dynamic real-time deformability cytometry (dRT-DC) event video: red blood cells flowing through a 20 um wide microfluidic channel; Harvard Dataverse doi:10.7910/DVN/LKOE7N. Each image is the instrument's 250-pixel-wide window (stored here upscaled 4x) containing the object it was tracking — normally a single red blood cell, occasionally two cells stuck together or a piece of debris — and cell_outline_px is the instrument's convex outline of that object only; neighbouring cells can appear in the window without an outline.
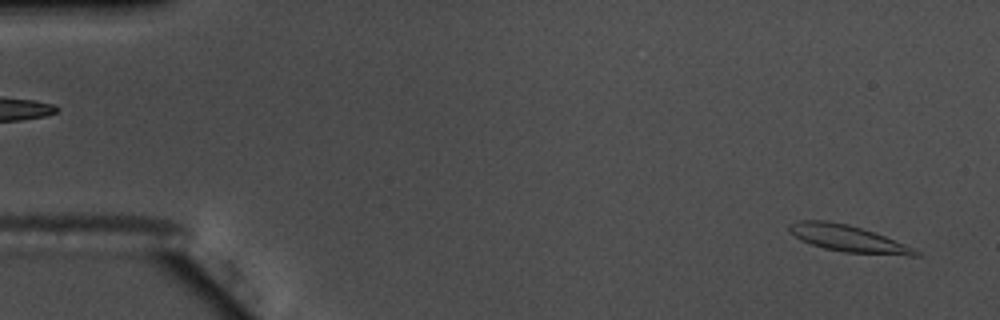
{"species": "common noctule bat (a hibernating species)", "species_latin": "Nyctalus noctula", "temperature_condition": "warm", "stored_images_in_passage": 55, "camera_frame_rate_fps": 3000, "um_per_image_px": 0.085, "animal": {"sex": "male", "body_mass_g": 17.5, "forearm_length_mm": 52.3}, "frame": {"image": 1, "passage_image": 2, "time_ms": 0.333, "image_size_px": [1000, 320], "cell_outline_px": [[920, 256], [908, 256], [844, 252], [824, 248], [800, 240], [788, 232], [788, 224], [796, 220], [828, 220], [848, 224], [884, 236], [916, 248], [920, 252]], "centroid_in_image_um": [72.06, 20.27], "position_along_channel_um": 12.9, "area_um2": 19.77}}
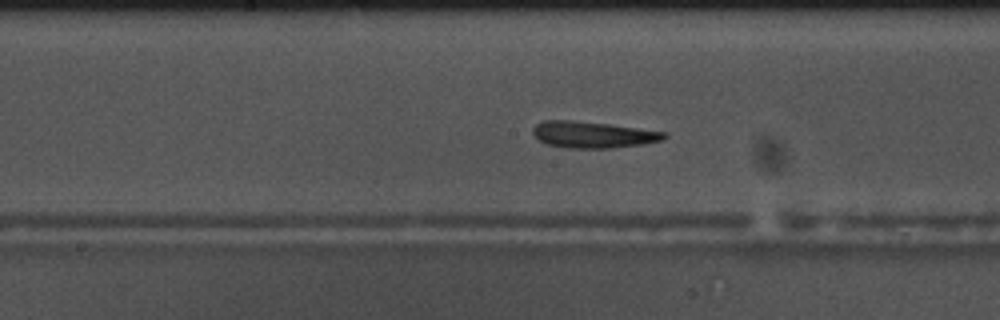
{"frame": {"image": 2, "passage_image": 28, "time_ms": 9.0, "image_size_px": [1000, 320], "cell_outline_px": [[668, 136], [664, 140], [644, 144], [612, 148], [568, 148], [548, 144], [540, 140], [532, 132], [532, 128], [536, 124], [544, 120], [572, 120], [608, 124], [668, 132]], "centroid_in_image_um": [50.44, 11.44], "position_along_channel_um": 197.8, "area_um2": 20.29}}
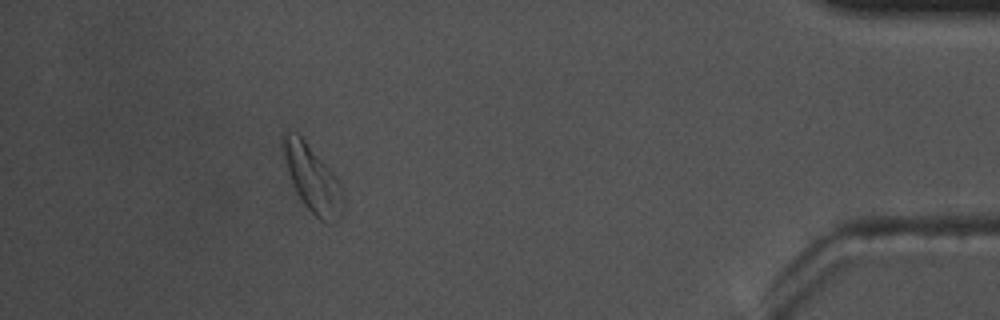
{"frame": {"image": 3, "passage_image": 50, "time_ms": 16.333, "image_size_px": [1000, 320], "cell_outline_px": [[344, 204], [340, 216], [332, 224], [328, 224], [320, 220], [304, 204], [296, 192], [288, 172], [280, 148], [280, 136], [284, 132], [296, 132], [304, 140], [340, 180], [344, 196]], "centroid_in_image_um": [26.55, 15.18], "position_along_channel_um": 408.7, "area_um2": 23.58}, "authors_computed_cell_mechanics": {"area_um2": 19.7676, "velocity_mm_per_s": 3.6226, "shape_relaxation_time_tau1_ms": 3.7136, "shape_relaxation_time_tau2_ms": 3.0719, "deformation_change_tau1": 0.1567, "deformation_change_tau2": 0.1436}}